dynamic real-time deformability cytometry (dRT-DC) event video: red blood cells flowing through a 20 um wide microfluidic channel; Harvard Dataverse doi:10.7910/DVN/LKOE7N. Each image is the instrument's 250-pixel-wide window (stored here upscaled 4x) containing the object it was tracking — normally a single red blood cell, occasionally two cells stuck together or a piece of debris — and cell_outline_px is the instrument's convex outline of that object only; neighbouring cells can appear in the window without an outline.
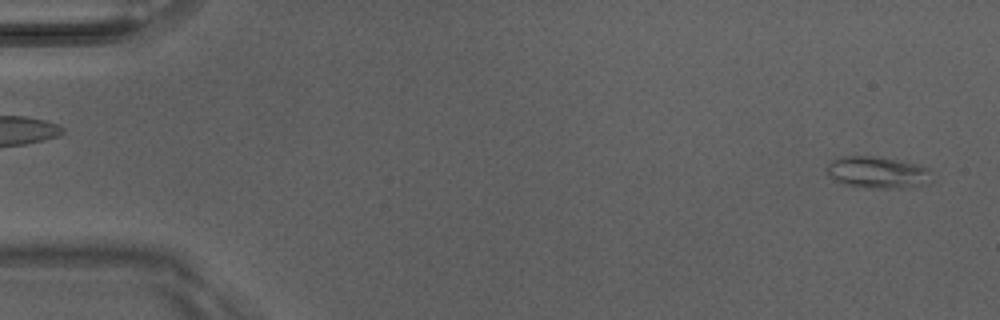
{"species": "Egyptian fruit bat (a non-hibernating species)", "species_latin": "Rousettus aegyptiacus", "temperature_condition": "room temperature", "stored_images_in_passage": 5, "camera_frame_rate_fps": 3000, "um_per_image_px": 0.085, "animal": {"sex": "male"}, "frame": {"image": 1, "passage_image": 5, "time_ms": 1.333, "image_size_px": [1000, 320], "cell_outline_px": [[932, 180], [928, 184], [912, 188], [864, 188], [844, 184], [836, 180], [828, 172], [828, 164], [836, 156], [872, 156], [920, 164], [928, 168]], "centroid_in_image_um": [74.64, 14.66], "position_along_channel_um": 10.4, "area_um2": 19.59}}